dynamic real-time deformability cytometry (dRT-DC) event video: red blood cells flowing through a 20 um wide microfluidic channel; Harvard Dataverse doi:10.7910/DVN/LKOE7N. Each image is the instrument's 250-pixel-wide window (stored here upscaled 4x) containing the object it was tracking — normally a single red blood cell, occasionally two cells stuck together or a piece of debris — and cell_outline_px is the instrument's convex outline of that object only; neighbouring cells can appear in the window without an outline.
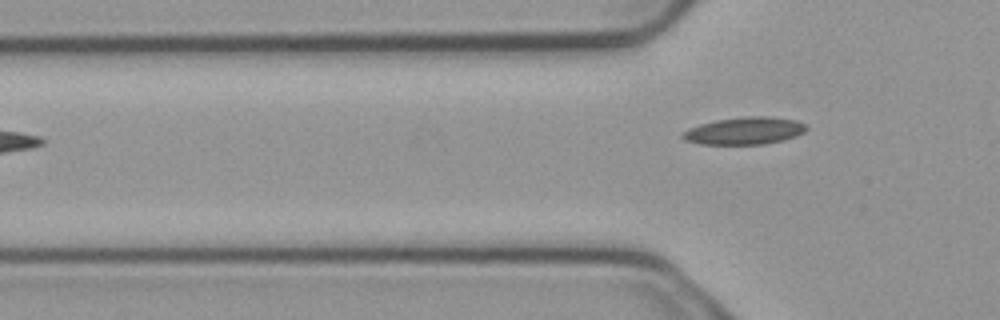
{"species": "common noctule bat (a hibernating species)", "species_latin": "Nyctalus noctula", "temperature_condition": "cold", "stored_images_in_passage": 3, "camera_frame_rate_fps": 3000, "um_per_image_px": 0.085, "animal": {"sex": "male", "body_mass_g": 23.1, "forearm_length_mm": 52.7}, "frame": {"image": 1, "passage_image": 3, "time_ms": 0.667, "image_size_px": [1000, 320], "cell_outline_px": [[808, 128], [804, 132], [796, 136], [784, 140], [764, 144], [700, 144], [684, 140], [680, 136], [680, 132], [688, 128], [700, 124], [716, 120], [744, 116], [768, 116], [796, 120], [804, 124]], "centroid_in_image_um": [63.25, 11.12], "position_along_channel_um": 62.5, "area_um2": 19.88}}